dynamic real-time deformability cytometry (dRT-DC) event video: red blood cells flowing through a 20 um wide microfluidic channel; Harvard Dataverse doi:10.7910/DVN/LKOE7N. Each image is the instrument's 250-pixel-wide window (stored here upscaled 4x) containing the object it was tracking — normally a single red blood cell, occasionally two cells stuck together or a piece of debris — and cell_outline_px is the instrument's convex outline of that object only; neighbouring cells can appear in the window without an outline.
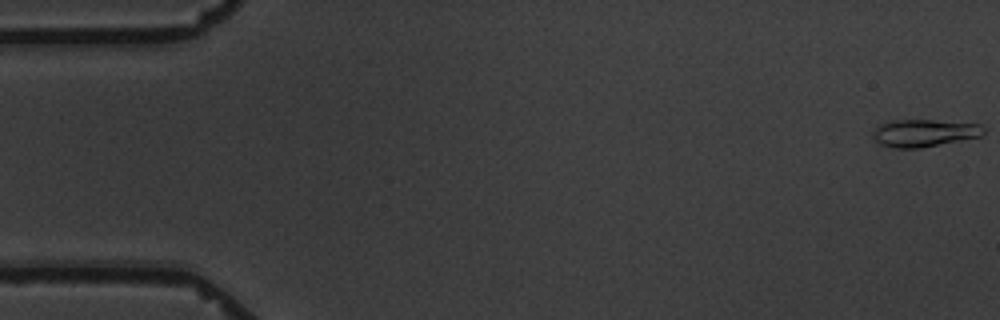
{"species": "common noctule bat (a hibernating species)", "species_latin": "Nyctalus noctula", "temperature_condition": "warm", "stored_images_in_passage": 5, "camera_frame_rate_fps": 3000, "um_per_image_px": 0.085, "animal": {"sex": "male", "body_mass_g": 19.5, "forearm_length_mm": 54.6}, "frame": {"image": 1, "passage_image": 1, "time_ms": 0.0, "image_size_px": [1000, 320], "cell_outline_px": [[984, 132], [980, 136], [920, 148], [896, 148], [880, 144], [872, 136], [872, 128], [880, 124], [892, 120], [932, 120], [980, 124], [984, 128]], "centroid_in_image_um": [78.5, 11.3], "position_along_channel_um": 6.5, "area_um2": 17.57}}